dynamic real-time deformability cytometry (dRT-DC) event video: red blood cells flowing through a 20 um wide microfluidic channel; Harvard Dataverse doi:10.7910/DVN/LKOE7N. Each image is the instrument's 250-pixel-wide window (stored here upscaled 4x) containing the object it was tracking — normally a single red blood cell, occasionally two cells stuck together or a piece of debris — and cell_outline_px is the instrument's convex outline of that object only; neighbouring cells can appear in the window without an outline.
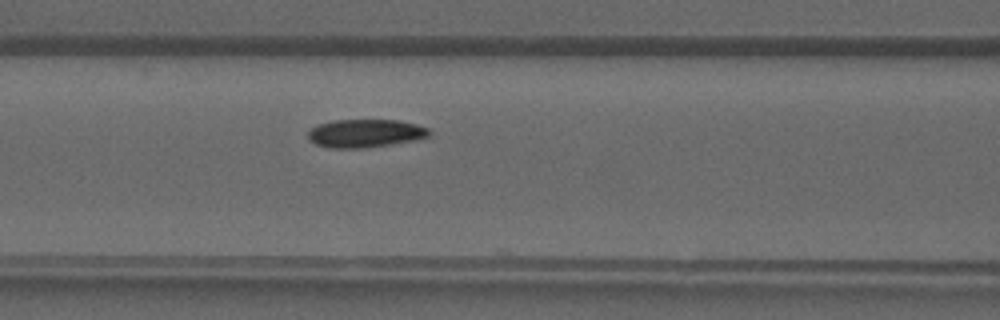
{"species": "common noctule bat (a hibernating species)", "species_latin": "Nyctalus noctula", "temperature_condition": "warm", "stored_images_in_passage": 26, "camera_frame_rate_fps": 3000, "um_per_image_px": 0.085, "animal": {"sex": "male", "forearm_length_mm": 52.5}, "frame": {"image": 1, "passage_image": 6, "time_ms": 1.667, "image_size_px": [1000, 320], "cell_outline_px": [[432, 132], [428, 136], [416, 140], [368, 148], [328, 148], [316, 144], [308, 140], [308, 132], [312, 128], [320, 124], [332, 120], [400, 120], [416, 124], [428, 128]], "centroid_in_image_um": [31.06, 11.34], "position_along_channel_um": 135.5, "area_um2": 20.06}}
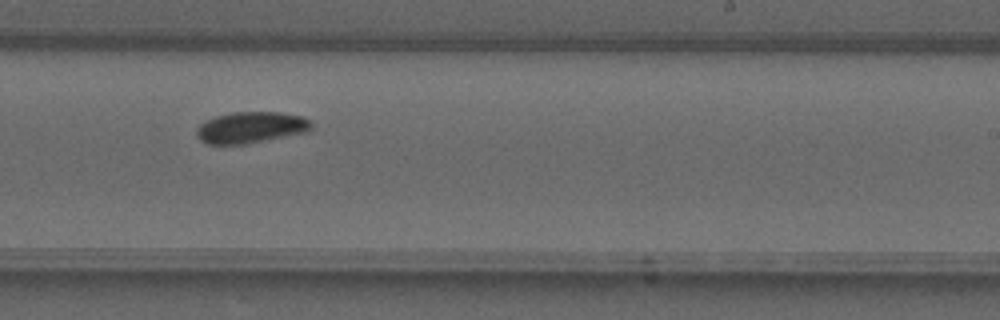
{"frame": {"image": 2, "passage_image": 14, "time_ms": 4.333, "image_size_px": [1000, 320], "cell_outline_px": [[312, 128], [308, 132], [244, 144], [208, 144], [200, 140], [196, 132], [196, 128], [204, 120], [216, 116], [232, 112], [280, 112], [300, 116], [308, 120], [312, 124]], "centroid_in_image_um": [21.3, 10.83], "position_along_channel_um": 267.7, "area_um2": 20.92}}
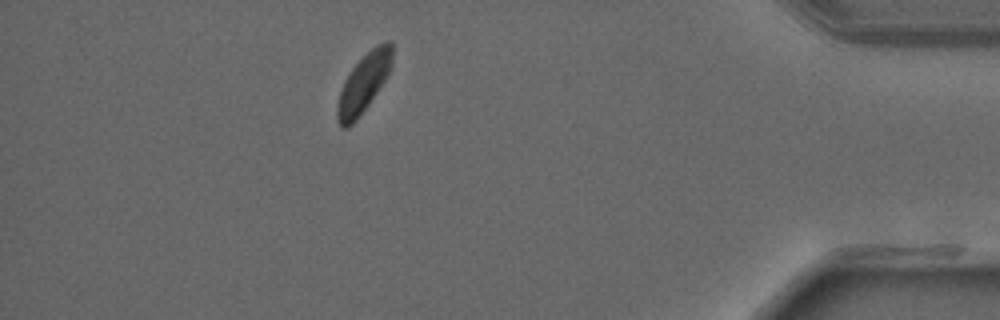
{"frame": {"image": 3, "passage_image": 25, "time_ms": 8.0, "image_size_px": [1000, 320], "cell_outline_px": [[392, 68], [368, 104], [356, 120], [348, 128], [340, 128], [336, 120], [336, 108], [340, 92], [344, 80], [352, 68], [376, 44], [384, 40], [388, 40], [392, 44]], "centroid_in_image_um": [30.89, 7.08], "position_along_channel_um": 404.3, "area_um2": 18.61}}